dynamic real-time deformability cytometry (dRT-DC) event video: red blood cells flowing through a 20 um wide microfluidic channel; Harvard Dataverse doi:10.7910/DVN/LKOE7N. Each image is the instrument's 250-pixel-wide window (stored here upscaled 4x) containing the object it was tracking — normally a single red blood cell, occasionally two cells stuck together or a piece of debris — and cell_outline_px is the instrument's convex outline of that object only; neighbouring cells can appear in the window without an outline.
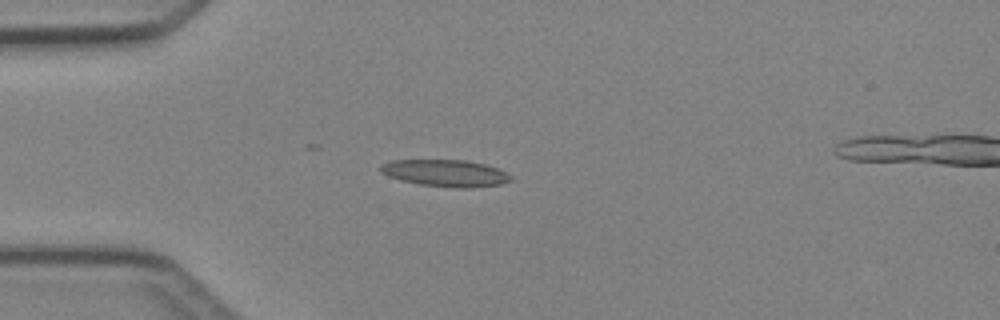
{"species": "Egyptian fruit bat (a non-hibernating species)", "species_latin": "Rousettus aegyptiacus", "temperature_condition": "cold", "stored_images_in_passage": 3, "segment_of_instrument_passage": [1, 2], "camera_frame_rate_fps": 3000, "um_per_image_px": 0.085, "animal": {"sex": "female"}, "frame": {"image": 1, "passage_image": 2, "time_ms": 1.0, "image_size_px": [1000, 320], "cell_outline_px": [[512, 180], [500, 184], [472, 188], [460, 188], [420, 184], [400, 180], [388, 176], [380, 172], [380, 164], [392, 160], [464, 160], [484, 164], [496, 168], [512, 176]], "centroid_in_image_um": [37.84, 14.71], "position_along_channel_um": 47.2, "area_um2": 20.29}}